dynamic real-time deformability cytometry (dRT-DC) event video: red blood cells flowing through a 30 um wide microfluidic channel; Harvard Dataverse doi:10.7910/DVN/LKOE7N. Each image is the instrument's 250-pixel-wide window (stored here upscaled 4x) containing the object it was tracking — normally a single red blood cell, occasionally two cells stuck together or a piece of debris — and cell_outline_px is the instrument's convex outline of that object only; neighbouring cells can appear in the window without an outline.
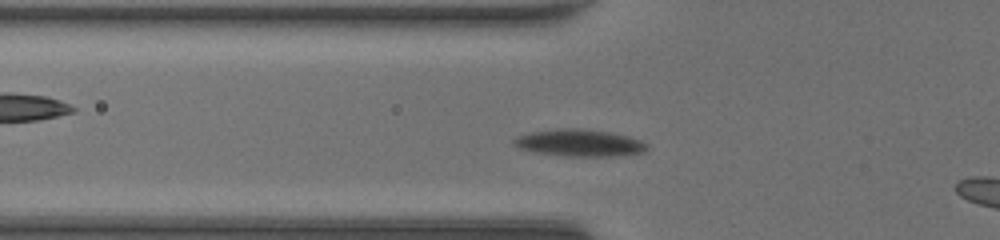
{"species": "common noctule bat (a hibernating species)", "species_latin": "Nyctalus noctula", "temperature_condition": "room temperature", "stored_images_in_passage": 5, "camera_frame_rate_fps": 3000, "um_per_image_px": 0.085, "animal": {"sex": "female", "body_mass_g": 20.0, "forearm_length_mm": 54.0}, "frame": {"image": 1, "passage_image": 3, "time_ms": 0.667, "image_size_px": [1000, 240], "cell_outline_px": [[648, 148], [640, 152], [612, 156], [568, 156], [540, 152], [520, 148], [512, 144], [512, 140], [516, 136], [532, 132], [560, 128], [580, 128], [608, 132], [628, 136], [640, 140], [648, 144]], "centroid_in_image_um": [49.24, 12.13], "position_along_channel_um": 76.6, "area_um2": 20.58}}